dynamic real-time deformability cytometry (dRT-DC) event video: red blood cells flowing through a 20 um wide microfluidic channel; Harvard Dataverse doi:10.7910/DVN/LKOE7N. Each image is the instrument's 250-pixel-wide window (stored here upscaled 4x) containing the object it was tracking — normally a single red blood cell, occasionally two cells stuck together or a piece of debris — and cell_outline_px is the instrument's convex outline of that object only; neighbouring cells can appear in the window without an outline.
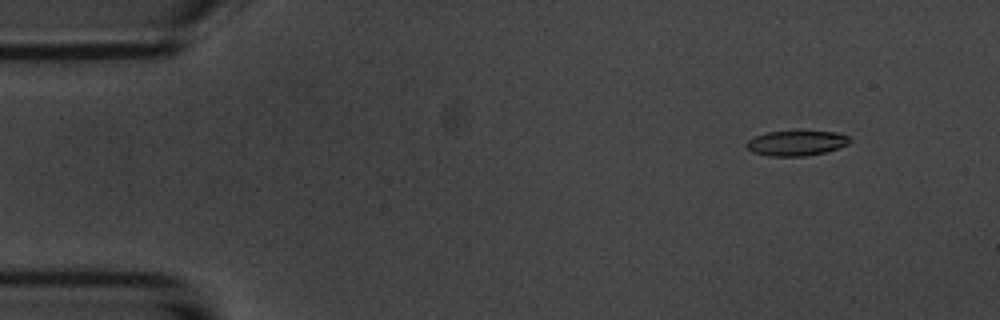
{"species": "common noctule bat (a hibernating species)", "species_latin": "Nyctalus noctula", "temperature_condition": "room temperature", "stored_images_in_passage": 8, "camera_frame_rate_fps": 3000, "um_per_image_px": 0.085, "animal": {"sex": "male", "body_mass_g": 20.1, "forearm_length_mm": 53.5}, "frame": {"image": 1, "passage_image": 2, "time_ms": 1.0, "image_size_px": [1000, 320], "cell_outline_px": [[852, 140], [848, 144], [840, 148], [824, 152], [804, 156], [768, 156], [752, 152], [744, 148], [744, 144], [748, 140], [756, 136], [768, 132], [836, 132], [848, 136]], "centroid_in_image_um": [67.66, 12.18], "position_along_channel_um": 17.3, "area_um2": 15.03}}
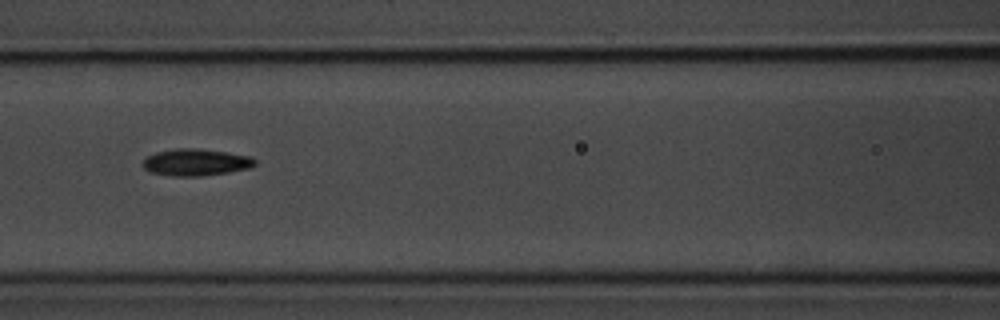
{"frame": {"image": 2, "passage_image": 7, "time_ms": 7.0, "image_size_px": [1000, 320], "cell_outline_px": [[256, 164], [252, 168], [204, 176], [172, 176], [148, 172], [144, 168], [144, 160], [148, 156], [156, 152], [176, 148], [196, 148], [252, 156], [256, 160]], "centroid_in_image_um": [16.68, 13.8], "position_along_channel_um": 149.9, "area_um2": 17.63}}
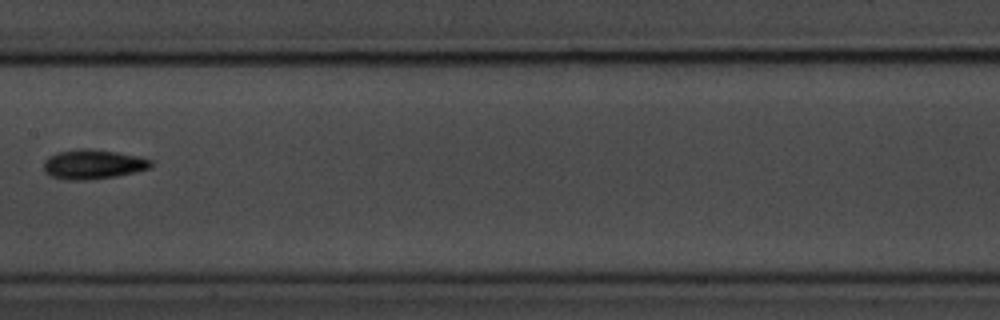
{"frame": {"image": 3, "passage_image": 8, "time_ms": 8.333, "image_size_px": [1000, 320], "cell_outline_px": [[152, 164], [148, 168], [136, 172], [116, 176], [88, 180], [68, 180], [48, 176], [44, 172], [44, 160], [48, 156], [60, 152], [76, 148], [92, 148], [140, 156], [152, 160]], "centroid_in_image_um": [7.88, 13.96], "position_along_channel_um": 199.5, "area_um2": 18.67}}